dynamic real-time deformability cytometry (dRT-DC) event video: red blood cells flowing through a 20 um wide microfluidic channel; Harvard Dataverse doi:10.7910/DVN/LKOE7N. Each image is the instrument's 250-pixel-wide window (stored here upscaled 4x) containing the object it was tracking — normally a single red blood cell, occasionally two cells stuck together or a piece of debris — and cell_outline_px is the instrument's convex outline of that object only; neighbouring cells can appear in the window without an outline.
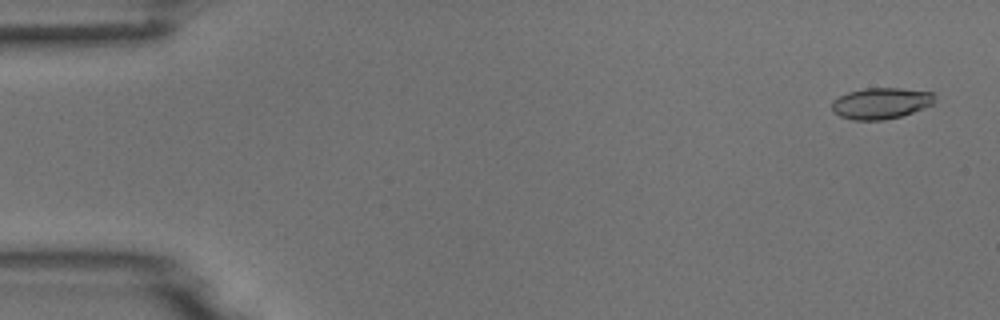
{"species": "common noctule bat (a hibernating species)", "species_latin": "Nyctalus noctula", "temperature_condition": "room temperature", "stored_images_in_passage": 16, "camera_frame_rate_fps": 3000, "um_per_image_px": 0.085, "animal": {"sex": "male", "body_mass_g": 18.8}, "frame": {"image": 1, "passage_image": 3, "time_ms": 0.667, "image_size_px": [1000, 320], "cell_outline_px": [[936, 96], [932, 104], [924, 108], [900, 116], [884, 120], [852, 120], [840, 116], [832, 112], [832, 100], [848, 92], [864, 88], [900, 88], [932, 92]], "centroid_in_image_um": [74.86, 8.78], "position_along_channel_um": 10.1, "area_um2": 18.73}}
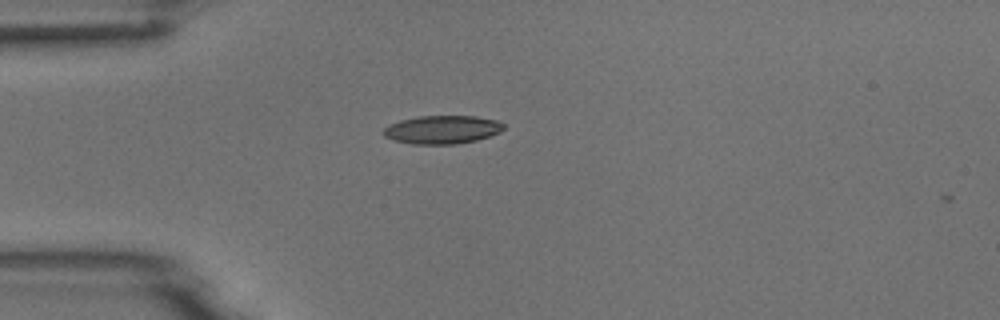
{"frame": {"image": 2, "passage_image": 15, "time_ms": 4.667, "image_size_px": [1000, 320], "cell_outline_px": [[504, 128], [500, 132], [476, 140], [456, 144], [412, 144], [396, 140], [384, 136], [380, 132], [388, 124], [400, 120], [420, 116], [476, 116], [496, 120], [504, 124]], "centroid_in_image_um": [37.56, 11.01], "position_along_channel_um": 47.4, "area_um2": 19.83}}